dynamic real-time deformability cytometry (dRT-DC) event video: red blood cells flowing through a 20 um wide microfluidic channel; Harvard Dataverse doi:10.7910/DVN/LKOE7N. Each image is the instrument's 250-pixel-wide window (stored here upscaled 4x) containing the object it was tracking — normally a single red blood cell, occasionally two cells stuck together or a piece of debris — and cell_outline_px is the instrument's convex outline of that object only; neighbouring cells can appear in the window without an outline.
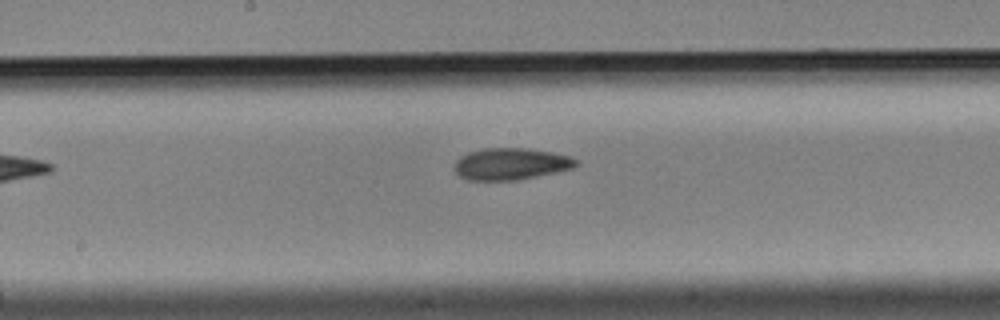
{"species": "Egyptian fruit bat (a non-hibernating species)", "species_latin": "Rousettus aegyptiacus", "temperature_condition": "cold", "stored_images_in_passage": 10, "camera_frame_rate_fps": 3000, "um_per_image_px": 0.085, "animal": {"sex": "male"}, "frame": {"image": 1, "passage_image": 10, "time_ms": 3.0, "image_size_px": [1000, 320], "cell_outline_px": [[580, 164], [572, 168], [556, 172], [516, 180], [468, 180], [460, 176], [456, 172], [456, 160], [460, 156], [468, 152], [484, 148], [528, 148], [552, 152], [568, 156], [576, 160]], "centroid_in_image_um": [43.42, 13.92], "position_along_channel_um": 204.8, "area_um2": 22.37}}